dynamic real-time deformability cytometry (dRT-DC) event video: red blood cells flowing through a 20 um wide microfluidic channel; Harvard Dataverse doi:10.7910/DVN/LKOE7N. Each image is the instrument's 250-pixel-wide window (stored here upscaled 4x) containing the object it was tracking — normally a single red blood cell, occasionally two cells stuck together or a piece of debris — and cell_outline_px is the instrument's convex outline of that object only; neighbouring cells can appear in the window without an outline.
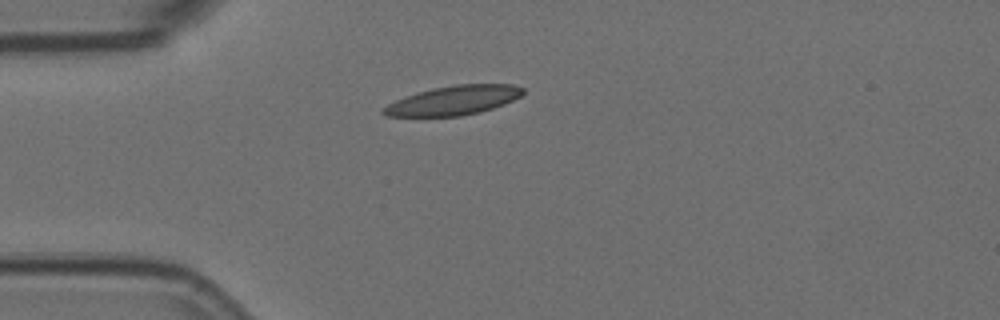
{"species": "Egyptian fruit bat (a non-hibernating species)", "species_latin": "Rousettus aegyptiacus", "temperature_condition": "room temperature", "stored_images_in_passage": 1, "camera_frame_rate_fps": 3000, "um_per_image_px": 0.085, "animal": {"sex": "female"}, "frame": {"image": 1, "passage_image": 1, "time_ms": 0.0, "image_size_px": [1000, 320], "cell_outline_px": [[524, 92], [520, 96], [504, 104], [480, 112], [460, 116], [384, 116], [380, 112], [380, 108], [404, 96], [432, 88], [456, 84], [516, 84], [524, 88]], "centroid_in_image_um": [38.52, 8.53], "position_along_channel_um": 46.5, "area_um2": 23.87}}